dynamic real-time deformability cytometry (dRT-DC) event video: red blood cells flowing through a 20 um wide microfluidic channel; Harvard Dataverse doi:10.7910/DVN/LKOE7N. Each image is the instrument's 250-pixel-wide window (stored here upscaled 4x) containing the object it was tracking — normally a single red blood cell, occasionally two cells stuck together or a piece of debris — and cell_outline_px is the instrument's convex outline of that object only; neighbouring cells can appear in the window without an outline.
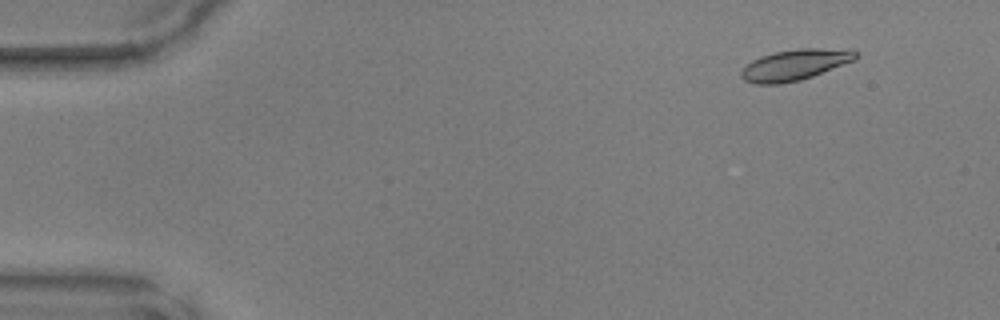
{"species": "common noctule bat (a hibernating species)", "species_latin": "Nyctalus noctula", "temperature_condition": "warm", "stored_images_in_passage": 44, "camera_frame_rate_fps": 3000, "um_per_image_px": 0.085, "animal": {"sex": "male", "body_mass_g": 17.9, "forearm_length_mm": 54.2}, "frame": {"image": 1, "passage_image": 3, "time_ms": 0.667, "image_size_px": [1000, 320], "cell_outline_px": [[860, 56], [856, 60], [812, 76], [800, 80], [780, 84], [756, 84], [744, 80], [740, 76], [740, 72], [752, 60], [776, 52], [800, 48], [820, 48], [856, 52]], "centroid_in_image_um": [67.55, 5.53], "position_along_channel_um": 17.4, "area_um2": 20.23}}
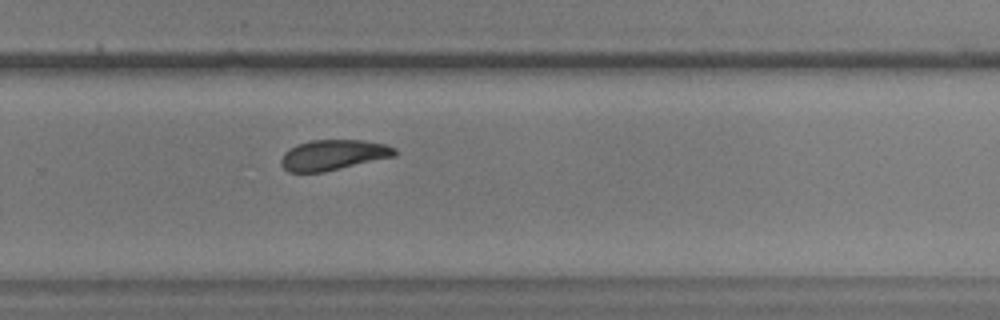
{"frame": {"image": 2, "passage_image": 31, "time_ms": 10.0, "image_size_px": [1000, 320], "cell_outline_px": [[396, 156], [324, 172], [288, 172], [280, 164], [280, 160], [284, 152], [296, 144], [312, 140], [364, 140], [384, 144], [396, 148]], "centroid_in_image_um": [28.31, 13.17], "position_along_channel_um": 301.5, "area_um2": 20.23}}
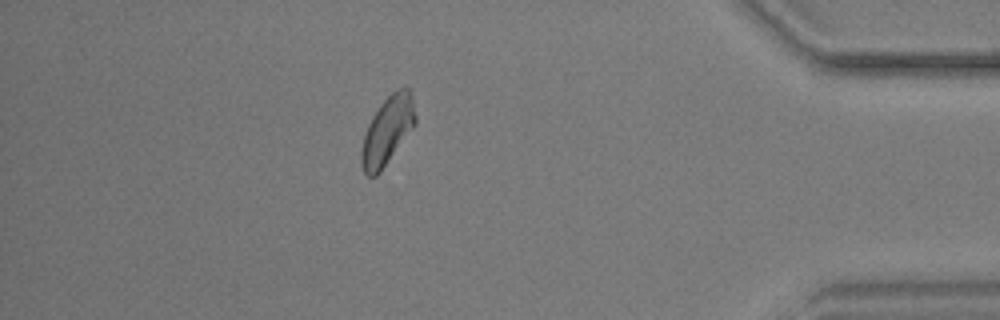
{"frame": {"image": 3, "passage_image": 41, "time_ms": 13.333, "image_size_px": [1000, 320], "cell_outline_px": [[416, 124], [380, 172], [376, 176], [368, 176], [364, 172], [360, 164], [360, 152], [364, 136], [368, 124], [372, 116], [380, 104], [396, 88], [408, 88], [412, 92], [416, 116]], "centroid_in_image_um": [32.93, 11.09], "position_along_channel_um": 402.3, "area_um2": 21.5}}